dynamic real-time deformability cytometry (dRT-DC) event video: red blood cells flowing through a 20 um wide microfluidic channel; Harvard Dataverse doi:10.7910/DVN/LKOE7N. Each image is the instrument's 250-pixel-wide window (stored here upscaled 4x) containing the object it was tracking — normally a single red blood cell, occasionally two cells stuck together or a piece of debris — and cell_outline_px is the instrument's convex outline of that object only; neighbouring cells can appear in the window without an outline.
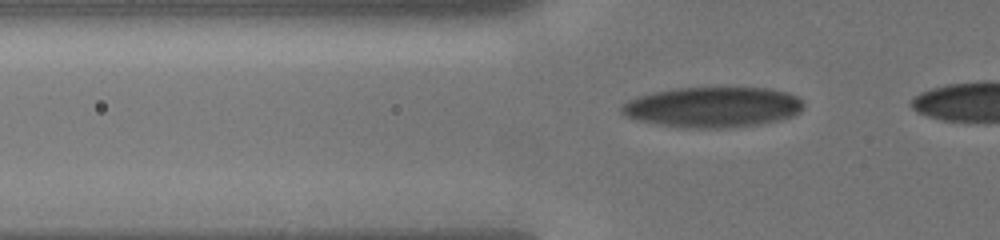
{"species": "human", "species_latin": "Homo sapiens", "temperature_condition": "cold", "stored_images_in_passage": 66, "camera_frame_rate_fps": 3000, "um_per_image_px": 0.085, "donor": {"sex": "male"}, "frame": {"image": 1, "passage_image": 17, "time_ms": 3.333, "image_size_px": [1000, 240], "cell_outline_px": [[804, 108], [800, 112], [792, 116], [780, 120], [756, 124], [724, 128], [680, 128], [636, 120], [624, 116], [620, 112], [620, 104], [636, 96], [676, 88], [768, 88], [788, 92], [796, 96], [804, 104]], "centroid_in_image_um": [60.54, 9.11], "position_along_channel_um": 65.3, "area_um2": 43.06}}
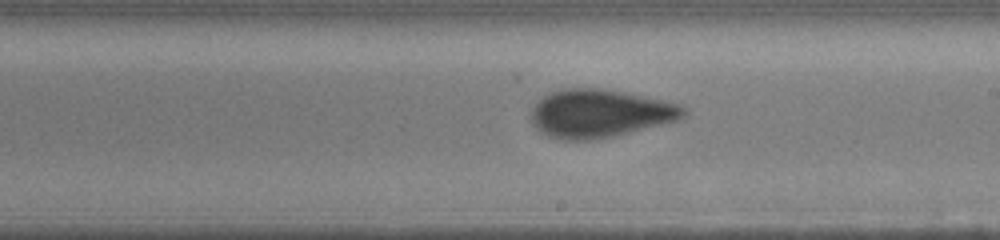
{"frame": {"image": 2, "passage_image": 40, "time_ms": 8.0, "image_size_px": [1000, 240], "cell_outline_px": [[688, 112], [684, 116], [676, 120], [612, 136], [588, 140], [564, 140], [548, 136], [540, 132], [532, 124], [532, 108], [544, 96], [560, 88], [600, 88], [624, 92], [664, 100], [680, 104]], "centroid_in_image_um": [50.96, 9.63], "position_along_channel_um": 238.0, "area_um2": 42.31}}
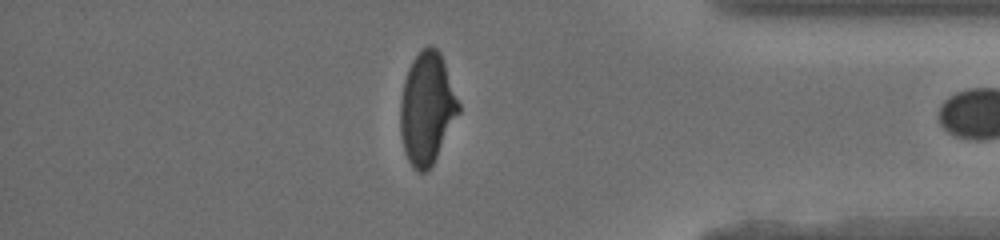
{"frame": {"image": 3, "passage_image": 65, "time_ms": 12.667, "image_size_px": [1000, 240], "cell_outline_px": [[460, 112], [432, 164], [424, 172], [420, 172], [408, 160], [404, 152], [400, 136], [400, 100], [404, 80], [408, 68], [412, 60], [428, 44], [436, 48], [440, 52], [460, 104]], "centroid_in_image_um": [36.27, 9.19], "position_along_channel_um": 398.9, "area_um2": 37.69}}